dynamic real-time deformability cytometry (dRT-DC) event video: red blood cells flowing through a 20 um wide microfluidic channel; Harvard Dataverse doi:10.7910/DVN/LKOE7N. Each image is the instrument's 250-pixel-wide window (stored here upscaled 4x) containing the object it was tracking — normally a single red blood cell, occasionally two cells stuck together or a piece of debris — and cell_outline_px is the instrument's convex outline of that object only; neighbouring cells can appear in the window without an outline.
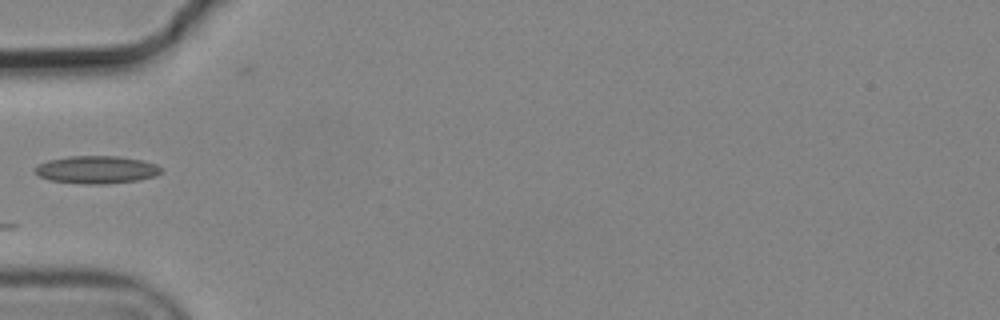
{"species": "common noctule bat (a hibernating species)", "species_latin": "Nyctalus noctula", "temperature_condition": "cold", "stored_images_in_passage": 6, "camera_frame_rate_fps": 3000, "um_per_image_px": 0.085, "animal": {"sex": "male", "body_mass_g": 19.2, "forearm_length_mm": 51.8}, "frame": {"image": 1, "passage_image": 3, "time_ms": 0.667, "image_size_px": [1000, 320], "cell_outline_px": [[160, 172], [156, 176], [140, 180], [104, 184], [84, 184], [48, 180], [40, 176], [32, 168], [36, 164], [48, 160], [68, 156], [120, 156], [140, 160], [156, 164], [160, 168]], "centroid_in_image_um": [8.16, 14.42], "position_along_channel_um": 76.8, "area_um2": 20.46}}
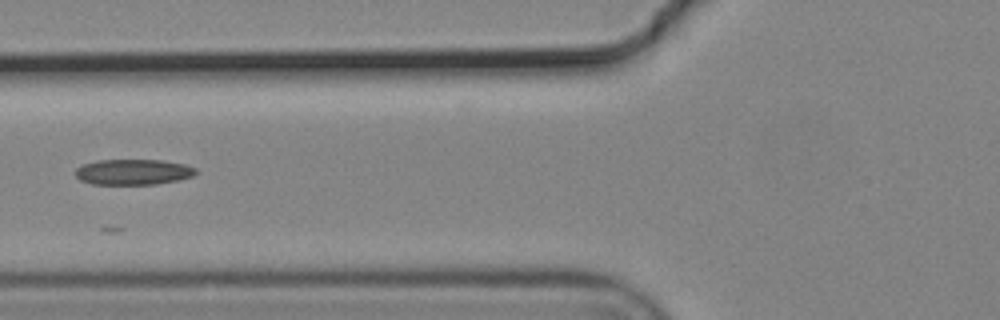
{"frame": {"image": 2, "passage_image": 4, "time_ms": 1.0, "image_size_px": [1000, 320], "cell_outline_px": [[200, 172], [192, 176], [180, 180], [156, 184], [92, 184], [80, 180], [76, 176], [76, 168], [80, 164], [96, 160], [164, 160], [184, 164], [196, 168]], "centroid_in_image_um": [11.34, 14.61], "position_along_channel_um": 114.5, "area_um2": 18.21}}
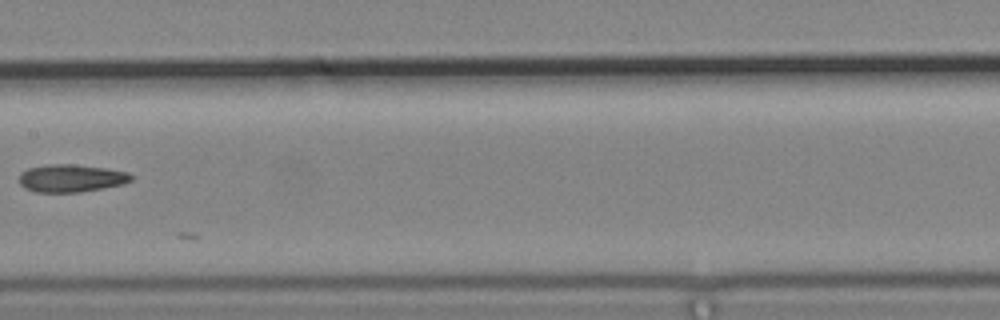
{"frame": {"image": 3, "passage_image": 6, "time_ms": 1.667, "image_size_px": [1000, 320], "cell_outline_px": [[132, 180], [124, 184], [80, 192], [36, 192], [24, 188], [20, 184], [20, 172], [28, 168], [48, 164], [72, 164], [108, 168], [128, 172], [132, 176]], "centroid_in_image_um": [6.05, 15.14], "position_along_channel_um": 201.4, "area_um2": 18.15}}